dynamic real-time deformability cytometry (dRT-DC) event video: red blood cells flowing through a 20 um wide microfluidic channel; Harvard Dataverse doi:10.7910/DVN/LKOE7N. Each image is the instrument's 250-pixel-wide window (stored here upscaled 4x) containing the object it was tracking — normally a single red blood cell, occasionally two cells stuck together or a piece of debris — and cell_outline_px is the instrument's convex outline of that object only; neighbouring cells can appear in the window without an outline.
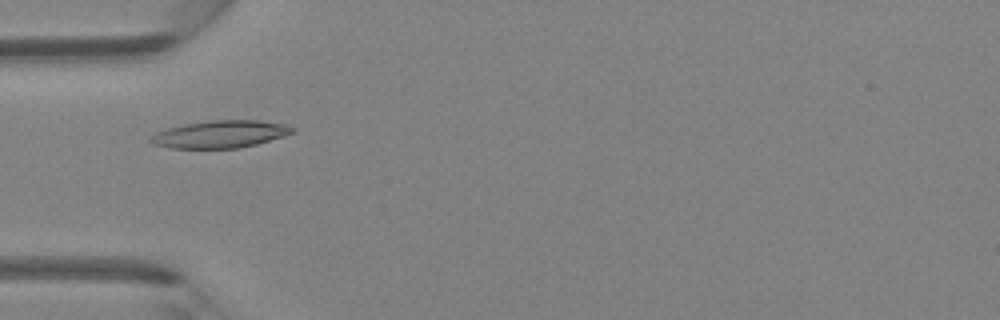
{"species": "Egyptian fruit bat (a non-hibernating species)", "species_latin": "Rousettus aegyptiacus", "temperature_condition": "room temperature", "stored_images_in_passage": 46, "camera_frame_rate_fps": 3000, "um_per_image_px": 0.085, "animal": {"sex": "female"}, "frame": {"image": 1, "passage_image": 15, "time_ms": 4.667, "image_size_px": [1000, 320], "cell_outline_px": [[296, 132], [284, 136], [256, 144], [236, 148], [168, 148], [152, 144], [148, 140], [148, 136], [156, 132], [168, 128], [184, 124], [208, 120], [260, 120], [288, 124], [296, 128]], "centroid_in_image_um": [18.72, 11.4], "position_along_channel_um": 66.3, "area_um2": 22.95}}
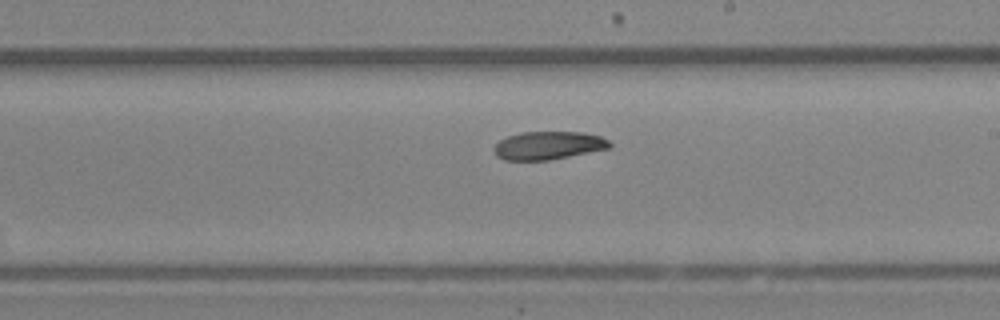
{"frame": {"image": 2, "passage_image": 27, "time_ms": 8.667, "image_size_px": [1000, 320], "cell_outline_px": [[612, 144], [608, 148], [548, 160], [504, 160], [496, 156], [492, 148], [500, 140], [508, 136], [520, 132], [584, 132], [600, 136], [608, 140]], "centroid_in_image_um": [46.56, 12.36], "position_along_channel_um": 242.4, "area_um2": 18.84}}
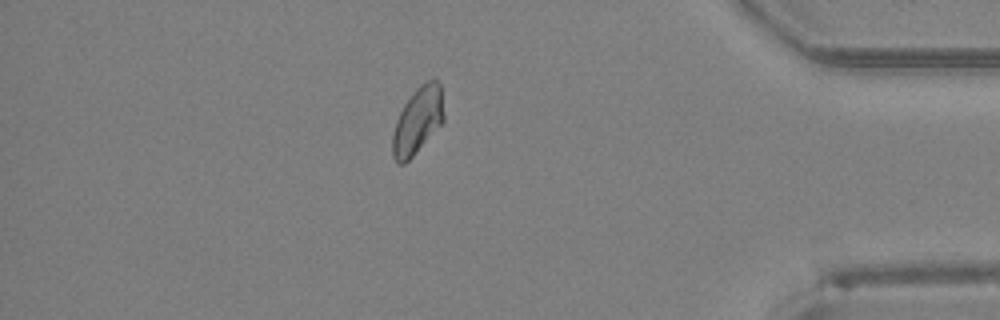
{"frame": {"image": 3, "passage_image": 40, "time_ms": 13.0, "image_size_px": [1000, 320], "cell_outline_px": [[444, 120], [412, 156], [404, 164], [396, 164], [392, 156], [392, 136], [396, 120], [404, 104], [412, 92], [420, 84], [432, 76], [436, 76], [440, 84], [444, 116]], "centroid_in_image_um": [35.49, 10.2], "position_along_channel_um": 399.7, "area_um2": 20.0}}